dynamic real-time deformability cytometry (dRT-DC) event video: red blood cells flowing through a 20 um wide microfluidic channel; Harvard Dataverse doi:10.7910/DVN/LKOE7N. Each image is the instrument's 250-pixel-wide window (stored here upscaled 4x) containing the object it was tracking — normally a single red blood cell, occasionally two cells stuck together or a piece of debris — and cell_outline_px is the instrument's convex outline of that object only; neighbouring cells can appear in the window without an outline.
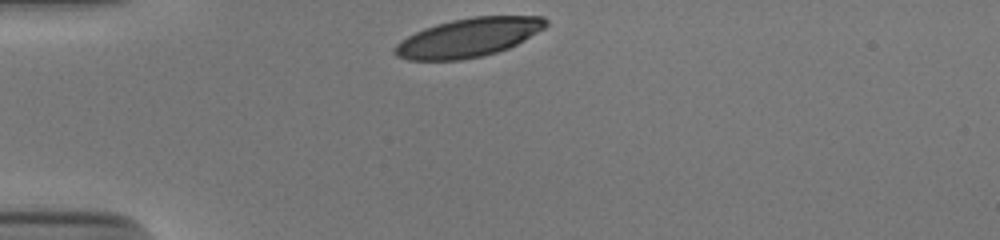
{"species": "human", "species_latin": "Homo sapiens", "temperature_condition": "cold", "stored_images_in_passage": 30, "camera_frame_rate_fps": 3000, "um_per_image_px": 0.085, "donor": {"sex": "male"}, "frame": {"image": 1, "passage_image": 1, "time_ms": 0.0, "image_size_px": [1000, 240], "cell_outline_px": [[548, 24], [544, 28], [524, 40], [508, 48], [484, 56], [460, 60], [408, 60], [396, 56], [392, 52], [392, 48], [400, 40], [424, 28], [436, 24], [452, 20], [472, 16], [544, 16], [548, 20]], "centroid_in_image_um": [39.8, 3.19], "position_along_channel_um": 45.2, "area_um2": 34.28}}
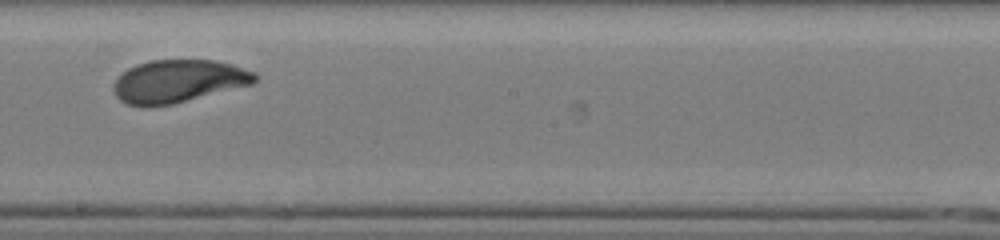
{"frame": {"image": 2, "passage_image": 18, "time_ms": 5.667, "image_size_px": [1000, 240], "cell_outline_px": [[260, 76], [252, 84], [172, 104], [152, 108], [144, 108], [128, 104], [120, 100], [116, 96], [112, 88], [112, 84], [128, 68], [136, 64], [148, 60], [216, 60], [232, 64], [256, 72]], "centroid_in_image_um": [15.14, 6.91], "position_along_channel_um": 233.1, "area_um2": 35.6}}
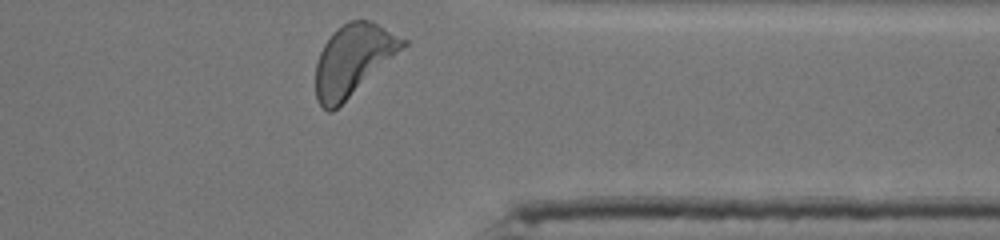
{"frame": {"image": 3, "passage_image": 30, "time_ms": 9.667, "image_size_px": [1000, 240], "cell_outline_px": [[408, 44], [332, 112], [328, 112], [316, 100], [316, 64], [320, 52], [324, 44], [332, 32], [336, 28], [348, 20], [368, 20], [408, 40]], "centroid_in_image_um": [29.99, 5.07], "position_along_channel_um": 381.4, "area_um2": 35.49}, "authors_computed_cell_mechanics": {"area_um2": 35.6337, "velocity_mm_per_s": 3.8348, "shape_relaxation_time_tau1_ms": 2.7747, "shape_relaxation_time_tau2_ms": 0.9789, "deformation_change_tau1": 0.1772, "deformation_change_tau2": 0.0774}}